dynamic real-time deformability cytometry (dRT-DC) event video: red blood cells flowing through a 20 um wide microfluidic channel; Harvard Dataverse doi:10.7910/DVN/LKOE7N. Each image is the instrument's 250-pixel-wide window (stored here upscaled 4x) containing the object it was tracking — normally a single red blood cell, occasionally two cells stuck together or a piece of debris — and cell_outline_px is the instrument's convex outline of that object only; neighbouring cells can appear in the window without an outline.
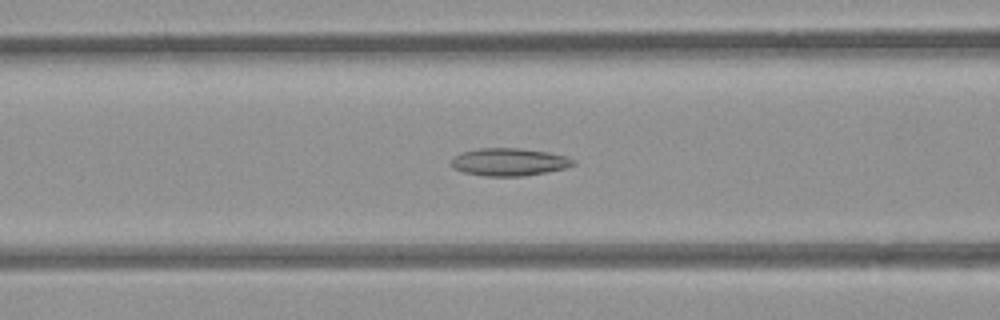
{"species": "common noctule bat (a hibernating species)", "species_latin": "Nyctalus noctula", "temperature_condition": "room temperature", "stored_images_in_passage": 55, "camera_frame_rate_fps": 3000, "um_per_image_px": 0.085, "animal": {"sex": "female", "body_mass_g": 21.9}, "frame": {"image": 1, "passage_image": 22, "time_ms": 7.0, "image_size_px": [1000, 320], "cell_outline_px": [[576, 164], [564, 168], [524, 176], [484, 176], [464, 172], [452, 168], [452, 160], [460, 152], [480, 148], [520, 148], [548, 152], [568, 156], [576, 160]], "centroid_in_image_um": [43.3, 13.76], "position_along_channel_um": 123.3, "area_um2": 19.65}}
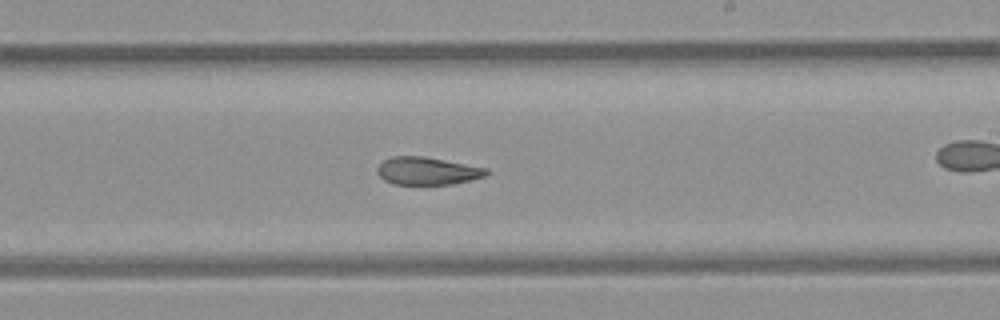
{"frame": {"image": 2, "passage_image": 32, "time_ms": 10.333, "image_size_px": [1000, 320], "cell_outline_px": [[488, 176], [452, 184], [392, 184], [384, 180], [376, 172], [376, 168], [384, 160], [392, 156], [424, 156], [488, 168]], "centroid_in_image_um": [36.32, 14.53], "position_along_channel_um": 252.7, "area_um2": 17.69}}
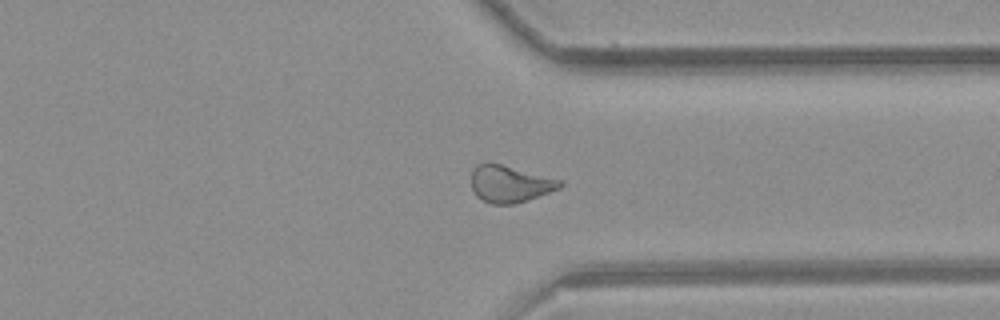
{"frame": {"image": 3, "passage_image": 41, "time_ms": 13.333, "image_size_px": [1000, 320], "cell_outline_px": [[564, 184], [560, 188], [528, 200], [516, 204], [492, 204], [476, 196], [472, 188], [472, 168], [476, 164], [500, 164], [564, 180]], "centroid_in_image_um": [43.37, 15.64], "position_along_channel_um": 368.0, "area_um2": 19.02}, "authors_computed_cell_mechanics": {"area_um2": 20.23, "velocity_mm_per_s": 3.8786, "shape_relaxation_time_tau1_ms": null, "shape_relaxation_time_tau2_ms": 4.153, "deformation_change_tau1": null, "deformation_change_tau2": 0.1089}}